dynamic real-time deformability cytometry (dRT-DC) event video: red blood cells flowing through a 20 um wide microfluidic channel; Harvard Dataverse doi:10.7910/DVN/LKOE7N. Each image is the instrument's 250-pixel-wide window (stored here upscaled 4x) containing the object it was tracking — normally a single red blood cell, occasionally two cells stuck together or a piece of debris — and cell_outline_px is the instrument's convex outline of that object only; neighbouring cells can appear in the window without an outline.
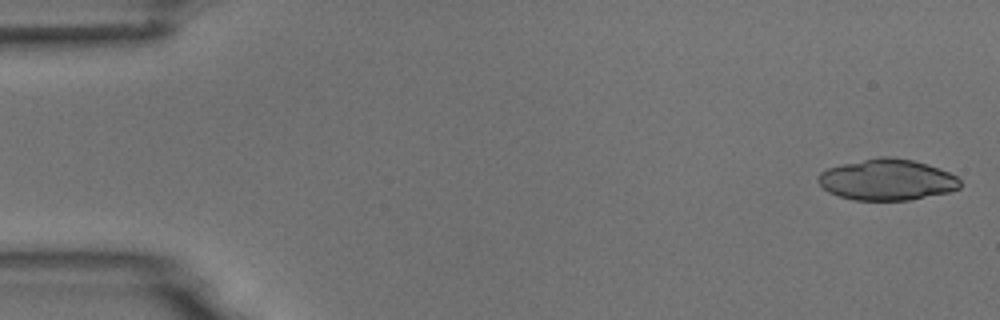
{"species": "common noctule bat (a hibernating species)", "species_latin": "Nyctalus noctula", "temperature_condition": "room temperature", "stored_images_in_passage": 5, "camera_frame_rate_fps": 3000, "um_per_image_px": 0.085, "animal": {"sex": "male", "body_mass_g": 18.8}, "frame": {"image": 1, "passage_image": 1, "time_ms": 0.0, "image_size_px": [1000, 320], "cell_outline_px": [[960, 188], [948, 192], [908, 200], [852, 200], [828, 192], [816, 180], [820, 172], [828, 168], [844, 164], [880, 156], [888, 156], [912, 160], [928, 164], [948, 172], [956, 176], [960, 180]], "centroid_in_image_um": [75.39, 15.28], "position_along_channel_um": 9.6, "area_um2": 33.81}}
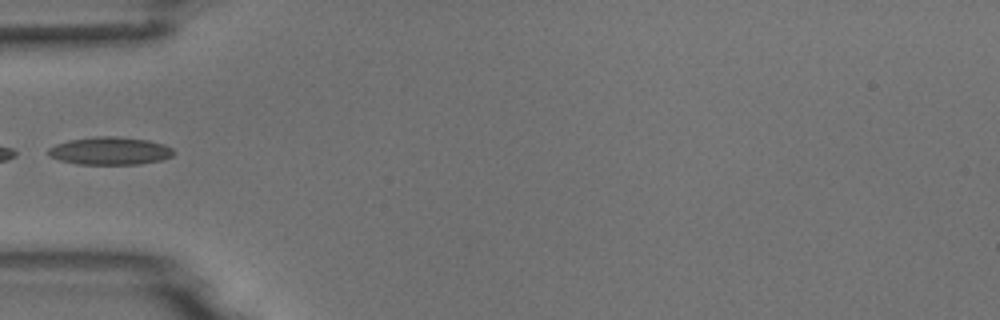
{"frame": {"image": 2, "passage_image": 5, "time_ms": 5.333, "image_size_px": [1000, 320], "cell_outline_px": [[176, 152], [172, 156], [160, 160], [140, 164], [76, 164], [60, 160], [48, 156], [48, 148], [56, 144], [68, 140], [92, 136], [116, 136], [148, 140], [164, 144], [172, 148]], "centroid_in_image_um": [9.34, 12.82], "position_along_channel_um": 75.7, "area_um2": 20.46}}